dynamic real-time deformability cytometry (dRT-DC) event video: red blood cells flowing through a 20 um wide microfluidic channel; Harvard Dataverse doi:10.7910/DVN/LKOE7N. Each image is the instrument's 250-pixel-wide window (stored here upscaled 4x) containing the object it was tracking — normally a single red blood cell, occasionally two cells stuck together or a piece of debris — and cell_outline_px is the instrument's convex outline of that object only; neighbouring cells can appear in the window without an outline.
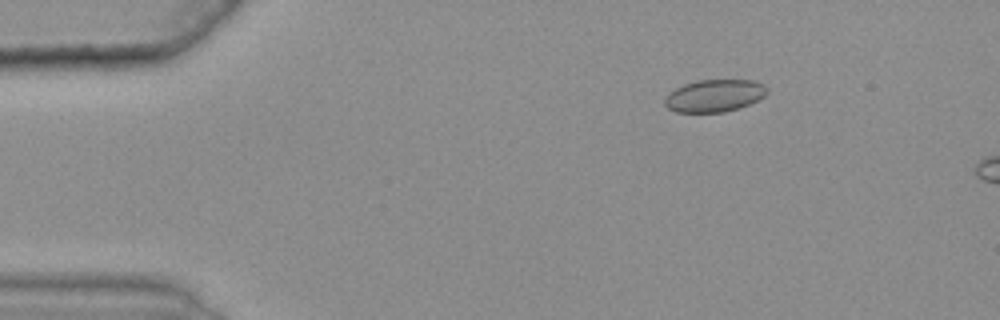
{"species": "common noctule bat (a hibernating species)", "species_latin": "Nyctalus noctula", "temperature_condition": "warm", "stored_images_in_passage": 8, "camera_frame_rate_fps": 3000, "um_per_image_px": 0.085, "animal": {"sex": "female", "body_mass_g": 25.1}, "frame": {"image": 1, "passage_image": 3, "time_ms": 0.667, "image_size_px": [1000, 320], "cell_outline_px": [[768, 92], [764, 96], [748, 104], [724, 112], [676, 112], [668, 108], [664, 104], [664, 100], [668, 92], [684, 84], [696, 80], [752, 80], [764, 84], [768, 88]], "centroid_in_image_um": [60.7, 8.12], "position_along_channel_um": 24.3, "area_um2": 19.25}}